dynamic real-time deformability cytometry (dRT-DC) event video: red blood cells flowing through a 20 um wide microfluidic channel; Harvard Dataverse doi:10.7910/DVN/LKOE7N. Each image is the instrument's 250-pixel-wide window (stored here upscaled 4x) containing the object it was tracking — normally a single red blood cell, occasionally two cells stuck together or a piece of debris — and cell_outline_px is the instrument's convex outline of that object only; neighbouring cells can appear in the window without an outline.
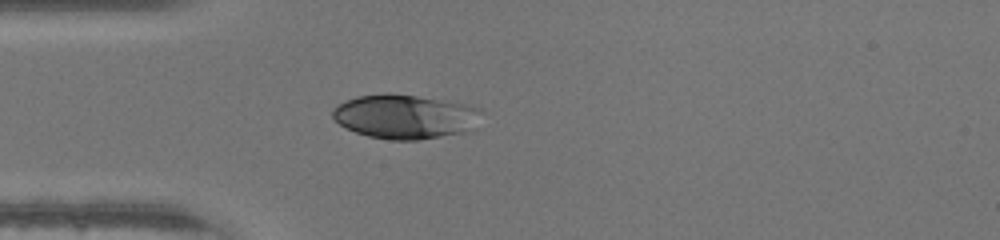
{"species": "human", "species_latin": "Homo sapiens", "temperature_condition": "warm", "stored_images_in_passage": 34, "camera_frame_rate_fps": 3000, "um_per_image_px": 0.085, "donor": {"sex": "male"}, "frame": {"image": 1, "passage_image": 1, "time_ms": 0.0, "image_size_px": [1000, 240], "cell_outline_px": [[480, 112], [460, 132], [440, 136], [416, 140], [392, 140], [368, 136], [356, 132], [340, 124], [332, 116], [332, 108], [356, 96], [388, 92], [392, 92], [456, 100], [480, 108]], "centroid_in_image_um": [34.34, 9.85], "position_along_channel_um": 50.7, "area_um2": 37.97}}
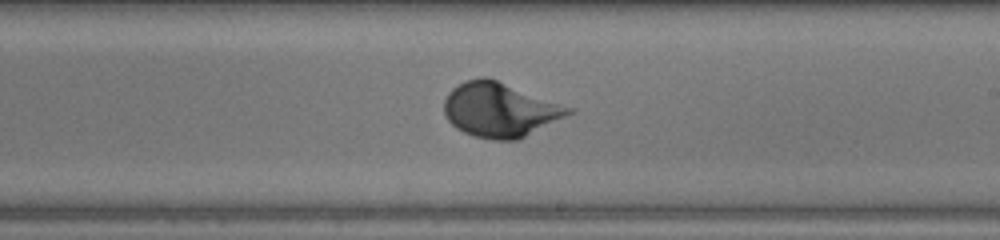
{"frame": {"image": 2, "passage_image": 15, "time_ms": 4.667, "image_size_px": [1000, 240], "cell_outline_px": [[576, 112], [520, 140], [492, 140], [472, 136], [456, 128], [448, 120], [444, 112], [444, 100], [448, 92], [452, 88], [464, 80], [480, 76], [488, 76], [576, 108]], "centroid_in_image_um": [42.55, 9.32], "position_along_channel_um": 246.5, "area_um2": 40.46}}
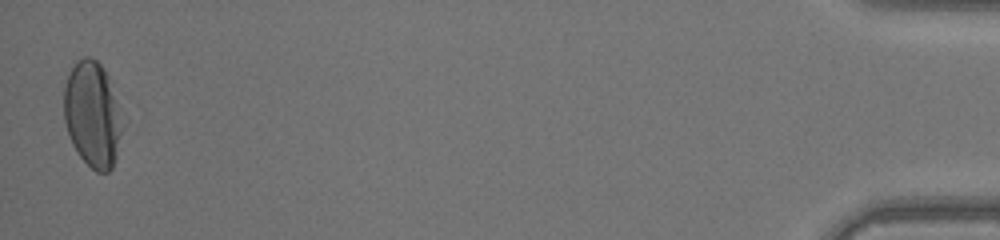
{"frame": {"image": 3, "passage_image": 34, "time_ms": 11.0, "image_size_px": [1000, 240], "cell_outline_px": [[120, 132], [116, 156], [112, 168], [108, 172], [96, 172], [76, 152], [72, 144], [64, 120], [64, 88], [68, 76], [76, 60], [84, 56], [88, 56], [96, 60], [104, 68], [108, 76], [116, 104], [120, 120]], "centroid_in_image_um": [7.81, 9.72], "position_along_channel_um": 427.4, "area_um2": 35.14}}